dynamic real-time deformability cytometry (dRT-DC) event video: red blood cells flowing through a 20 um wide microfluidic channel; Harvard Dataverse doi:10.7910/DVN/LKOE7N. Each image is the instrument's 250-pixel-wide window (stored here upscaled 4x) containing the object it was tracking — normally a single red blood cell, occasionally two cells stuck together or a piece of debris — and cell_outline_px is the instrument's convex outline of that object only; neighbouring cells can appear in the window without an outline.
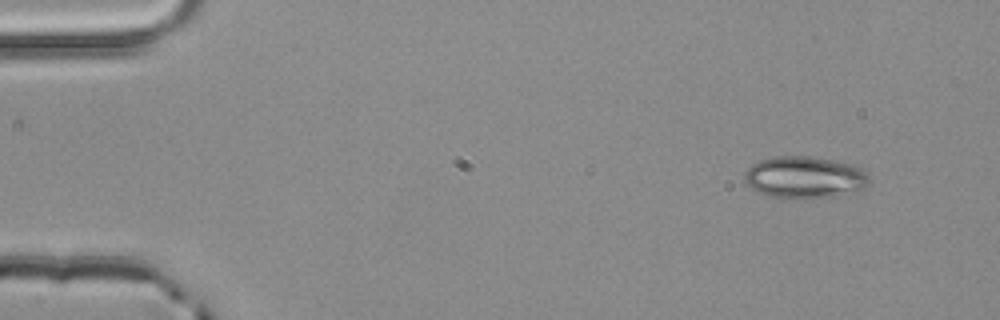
{"species": "common noctule bat (a hibernating species)", "species_latin": "Nyctalus noctula", "temperature_condition": "room temperature", "stored_images_in_passage": 3, "camera_frame_rate_fps": 3000, "um_per_image_px": 0.085, "animal": {"sex": "male", "body_mass_g": 20.4}, "frame": {"image": 1, "passage_image": 3, "time_ms": 0.667, "image_size_px": [1000, 320], "cell_outline_px": [[872, 180], [864, 188], [832, 196], [772, 196], [760, 192], [752, 188], [744, 180], [744, 172], [756, 160], [776, 156], [812, 156], [852, 164], [860, 168]], "centroid_in_image_um": [68.38, 15.01], "position_along_channel_um": 16.6, "area_um2": 29.71}}